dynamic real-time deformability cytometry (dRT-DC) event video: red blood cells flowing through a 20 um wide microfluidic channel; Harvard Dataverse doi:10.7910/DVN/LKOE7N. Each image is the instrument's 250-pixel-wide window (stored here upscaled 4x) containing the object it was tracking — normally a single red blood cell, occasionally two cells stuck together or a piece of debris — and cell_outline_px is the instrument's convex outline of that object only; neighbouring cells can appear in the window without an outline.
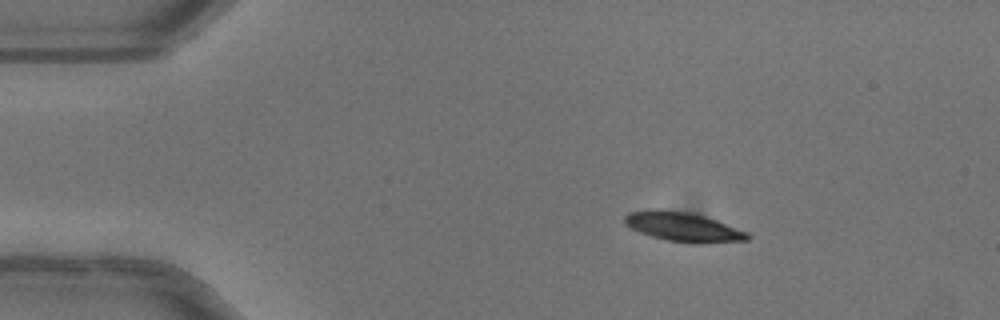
{"species": "common noctule bat (a hibernating species)", "species_latin": "Nyctalus noctula", "temperature_condition": "warm", "stored_images_in_passage": 44, "camera_frame_rate_fps": 3000, "um_per_image_px": 0.085, "animal": {"sex": "female"}, "frame": {"image": 1, "passage_image": 1, "time_ms": 0.0, "image_size_px": [1000, 320], "cell_outline_px": [[752, 236], [748, 240], [700, 244], [692, 244], [664, 240], [640, 232], [624, 224], [624, 216], [628, 212], [652, 208], [660, 208], [692, 212], [716, 220], [748, 232]], "centroid_in_image_um": [58.05, 19.28], "position_along_channel_um": 26.9, "area_um2": 21.5}}
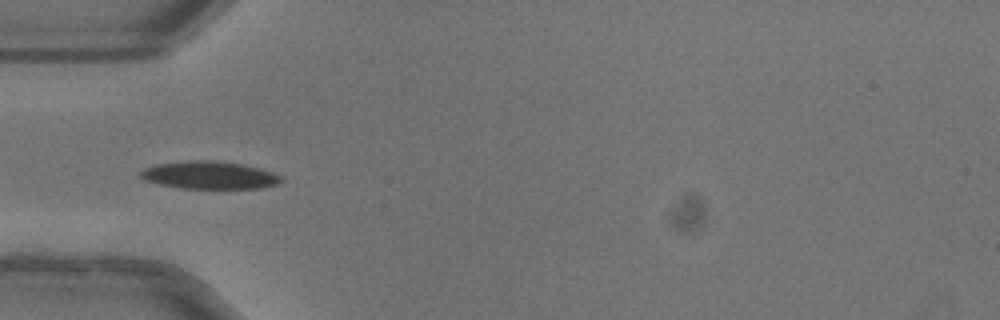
{"frame": {"image": 2, "passage_image": 9, "time_ms": 2.667, "image_size_px": [1000, 320], "cell_outline_px": [[284, 180], [276, 184], [260, 188], [180, 188], [160, 184], [144, 180], [140, 176], [140, 172], [144, 168], [156, 164], [188, 160], [216, 160], [244, 164], [260, 168], [272, 172], [280, 176]], "centroid_in_image_um": [17.79, 14.87], "position_along_channel_um": 67.2, "area_um2": 22.72}}
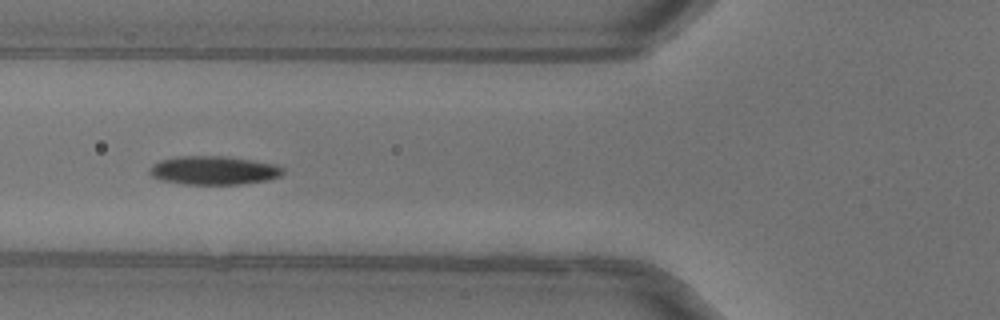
{"frame": {"image": 3, "passage_image": 12, "time_ms": 3.667, "image_size_px": [1000, 320], "cell_outline_px": [[284, 172], [280, 176], [268, 180], [240, 184], [184, 184], [160, 180], [152, 176], [148, 172], [148, 168], [152, 164], [160, 160], [176, 156], [228, 156], [276, 164], [284, 168]], "centroid_in_image_um": [18.15, 14.47], "position_along_channel_um": 107.7, "area_um2": 22.48}, "authors_computed_cell_mechanics": {"area_um2": 21.8773, "velocity_mm_per_s": 4.0268, "shape_relaxation_time_tau1_ms": 3.595, "shape_relaxation_time_tau2_ms": null, "deformation_change_tau1": 0.1345, "deformation_change_tau2": null}}